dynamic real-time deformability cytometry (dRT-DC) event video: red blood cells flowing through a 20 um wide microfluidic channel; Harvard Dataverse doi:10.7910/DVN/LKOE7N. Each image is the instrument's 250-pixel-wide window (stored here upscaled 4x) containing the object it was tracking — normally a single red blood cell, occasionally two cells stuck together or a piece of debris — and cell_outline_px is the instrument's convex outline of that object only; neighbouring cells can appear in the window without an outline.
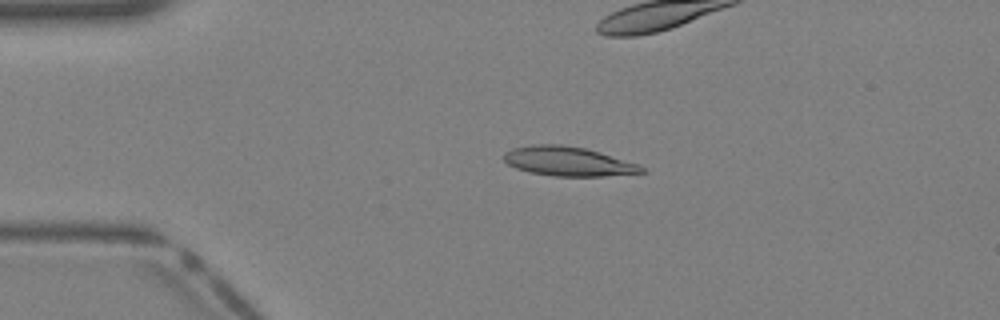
{"species": "Egyptian fruit bat (a non-hibernating species)", "species_latin": "Rousettus aegyptiacus", "temperature_condition": "warm", "stored_images_in_passage": 31, "camera_frame_rate_fps": 3000, "um_per_image_px": 0.085, "animal": {"sex": "female"}, "frame": {"image": 1, "passage_image": 5, "time_ms": 1.333, "image_size_px": [1000, 320], "cell_outline_px": [[648, 172], [604, 176], [556, 176], [528, 172], [516, 168], [508, 164], [504, 160], [504, 152], [512, 148], [532, 144], [560, 144], [584, 148], [640, 164]], "centroid_in_image_um": [48.29, 13.71], "position_along_channel_um": 36.7, "area_um2": 23.52}}